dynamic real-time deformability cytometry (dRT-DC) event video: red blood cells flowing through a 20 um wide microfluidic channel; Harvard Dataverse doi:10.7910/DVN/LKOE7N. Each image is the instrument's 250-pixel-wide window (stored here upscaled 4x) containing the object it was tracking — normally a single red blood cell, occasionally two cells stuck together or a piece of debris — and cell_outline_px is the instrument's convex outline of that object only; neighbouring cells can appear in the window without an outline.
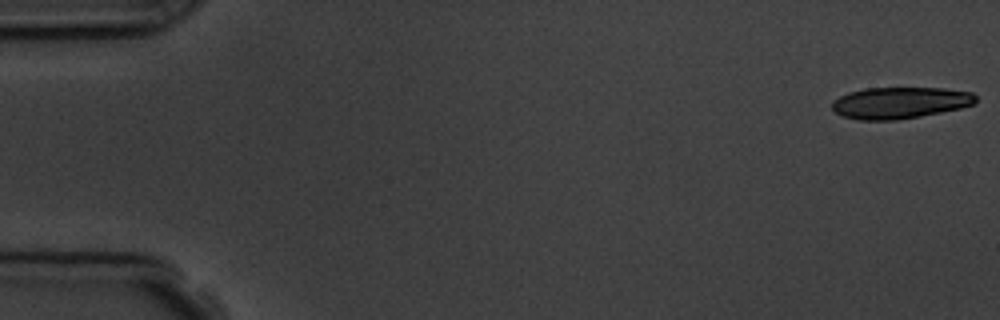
{"species": "common noctule bat (a hibernating species)", "species_latin": "Nyctalus noctula", "temperature_condition": "room temperature", "stored_images_in_passage": 8, "segment_of_instrument_passage": [1, 2], "camera_frame_rate_fps": 3000, "um_per_image_px": 0.085, "animal": {"sex": "male", "body_mass_g": 19.5, "forearm_length_mm": 54.6}, "frame": {"image": 1, "passage_image": 1, "time_ms": 0.0, "image_size_px": [1000, 320], "cell_outline_px": [[976, 100], [972, 104], [960, 108], [920, 116], [896, 120], [860, 120], [844, 116], [836, 112], [832, 108], [832, 100], [848, 92], [864, 88], [944, 88], [972, 92], [976, 96]], "centroid_in_image_um": [76.47, 8.73], "position_along_channel_um": 8.5, "area_um2": 26.3}}